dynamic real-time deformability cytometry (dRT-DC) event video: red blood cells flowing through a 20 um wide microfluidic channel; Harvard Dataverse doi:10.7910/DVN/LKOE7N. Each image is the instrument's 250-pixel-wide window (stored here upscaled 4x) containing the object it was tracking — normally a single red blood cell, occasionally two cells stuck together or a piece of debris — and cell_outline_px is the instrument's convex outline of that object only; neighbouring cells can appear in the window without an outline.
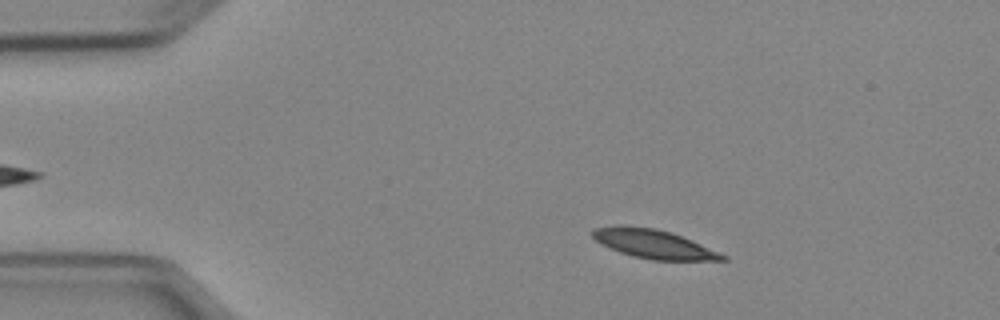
{"species": "Egyptian fruit bat (a non-hibernating species)", "species_latin": "Rousettus aegyptiacus", "temperature_condition": "cold", "stored_images_in_passage": 7, "camera_frame_rate_fps": 3000, "um_per_image_px": 0.085, "animal": {"sex": "female"}, "frame": {"image": 1, "passage_image": 2, "time_ms": 1.333, "image_size_px": [1000, 320], "cell_outline_px": [[728, 260], [652, 260], [632, 256], [620, 252], [596, 240], [592, 236], [592, 228], [620, 224], [624, 224], [656, 228], [672, 232], [692, 240], [728, 256]], "centroid_in_image_um": [55.55, 20.71], "position_along_channel_um": 29.4, "area_um2": 21.96}}
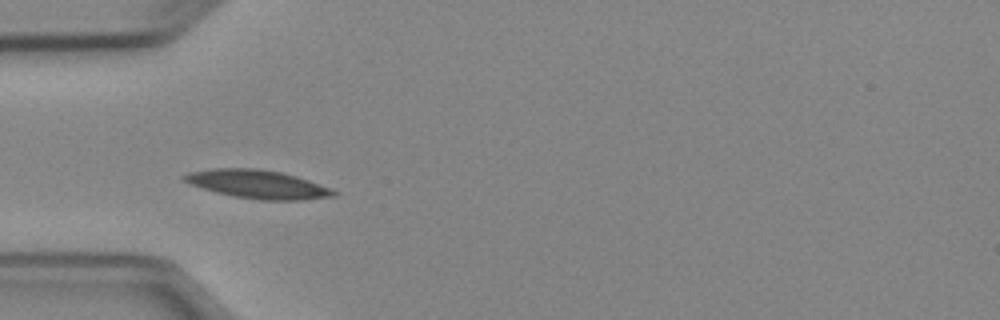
{"frame": {"image": 2, "passage_image": 4, "time_ms": 3.667, "image_size_px": [1000, 320], "cell_outline_px": [[340, 192], [336, 196], [300, 200], [260, 200], [232, 196], [216, 192], [192, 184], [184, 180], [180, 176], [188, 172], [212, 168], [260, 168], [280, 172], [296, 176], [332, 188]], "centroid_in_image_um": [21.94, 15.66], "position_along_channel_um": 63.1, "area_um2": 24.85}}
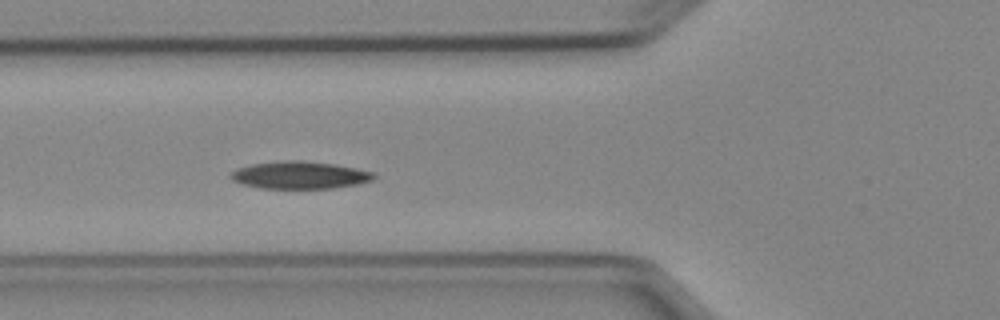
{"frame": {"image": 3, "passage_image": 5, "time_ms": 4.667, "image_size_px": [1000, 320], "cell_outline_px": [[376, 176], [372, 180], [356, 184], [332, 188], [260, 188], [240, 184], [232, 180], [228, 176], [236, 168], [252, 164], [284, 160], [304, 160], [336, 164], [356, 168], [372, 172]], "centroid_in_image_um": [25.43, 14.87], "position_along_channel_um": 100.4, "area_um2": 22.95}}